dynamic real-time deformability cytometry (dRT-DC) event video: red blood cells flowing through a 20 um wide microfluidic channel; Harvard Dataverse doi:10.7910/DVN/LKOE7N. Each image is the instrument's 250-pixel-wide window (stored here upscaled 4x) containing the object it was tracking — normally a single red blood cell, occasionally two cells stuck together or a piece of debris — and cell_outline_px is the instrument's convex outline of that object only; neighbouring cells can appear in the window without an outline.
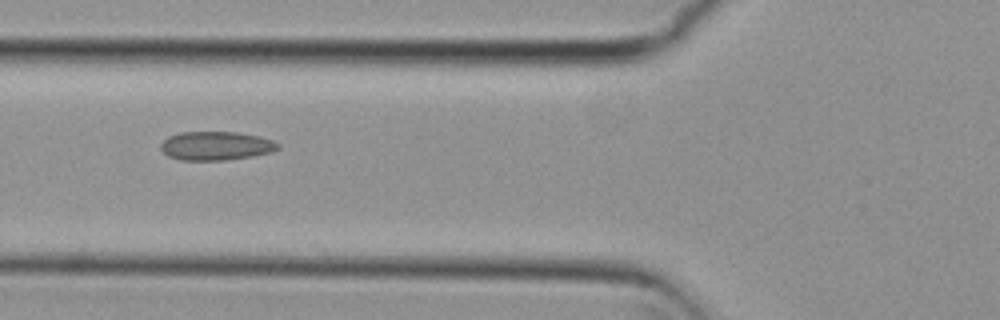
{"species": "common noctule bat (a hibernating species)", "species_latin": "Nyctalus noctula", "temperature_condition": "cold", "stored_images_in_passage": 7, "camera_frame_rate_fps": 3000, "um_per_image_px": 0.085, "animal": {"sex": "female", "body_mass_g": 29.2, "forearm_length_mm": 56.3}, "frame": {"image": 1, "passage_image": 5, "time_ms": 1.333, "image_size_px": [1000, 320], "cell_outline_px": [[280, 148], [272, 152], [252, 156], [224, 160], [180, 160], [168, 156], [160, 148], [160, 144], [168, 136], [180, 132], [236, 132], [260, 136], [272, 140], [280, 144]], "centroid_in_image_um": [18.36, 12.39], "position_along_channel_um": 107.4, "area_um2": 19.71}}
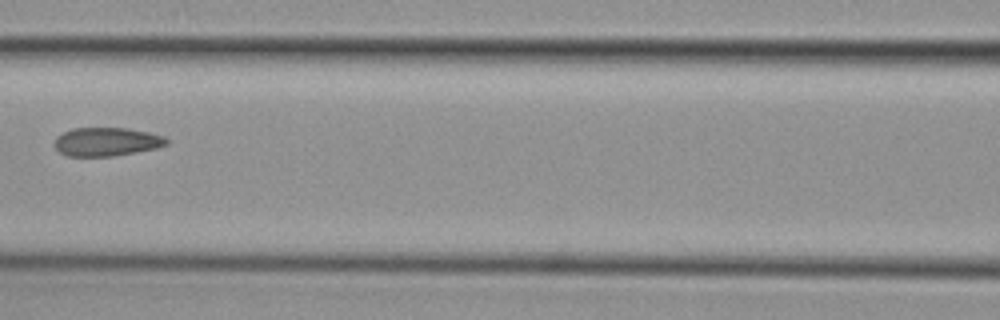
{"frame": {"image": 2, "passage_image": 6, "time_ms": 1.667, "image_size_px": [1000, 320], "cell_outline_px": [[168, 144], [156, 148], [136, 152], [112, 156], [68, 156], [60, 152], [52, 144], [56, 136], [72, 128], [128, 128], [148, 132], [164, 136], [168, 140]], "centroid_in_image_um": [9.04, 12.04], "position_along_channel_um": 157.6, "area_um2": 18.73}}
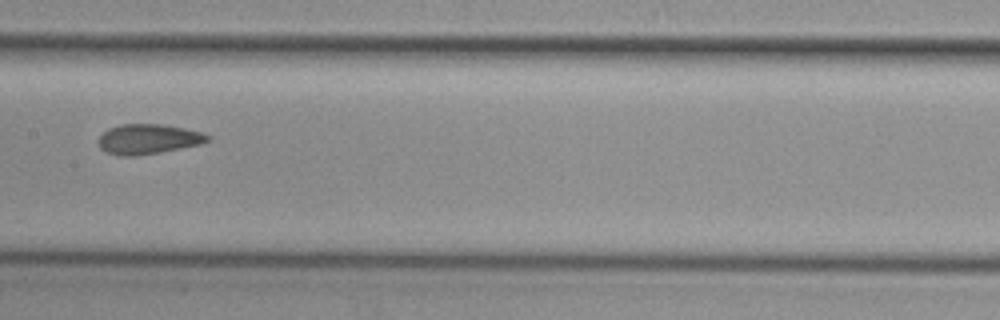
{"frame": {"image": 3, "passage_image": 7, "time_ms": 2.0, "image_size_px": [1000, 320], "cell_outline_px": [[212, 136], [208, 140], [200, 144], [160, 152], [132, 156], [120, 156], [108, 152], [100, 148], [96, 140], [108, 128], [120, 124], [164, 124], [184, 128], [200, 132]], "centroid_in_image_um": [12.56, 11.81], "position_along_channel_um": 194.8, "area_um2": 19.02}}